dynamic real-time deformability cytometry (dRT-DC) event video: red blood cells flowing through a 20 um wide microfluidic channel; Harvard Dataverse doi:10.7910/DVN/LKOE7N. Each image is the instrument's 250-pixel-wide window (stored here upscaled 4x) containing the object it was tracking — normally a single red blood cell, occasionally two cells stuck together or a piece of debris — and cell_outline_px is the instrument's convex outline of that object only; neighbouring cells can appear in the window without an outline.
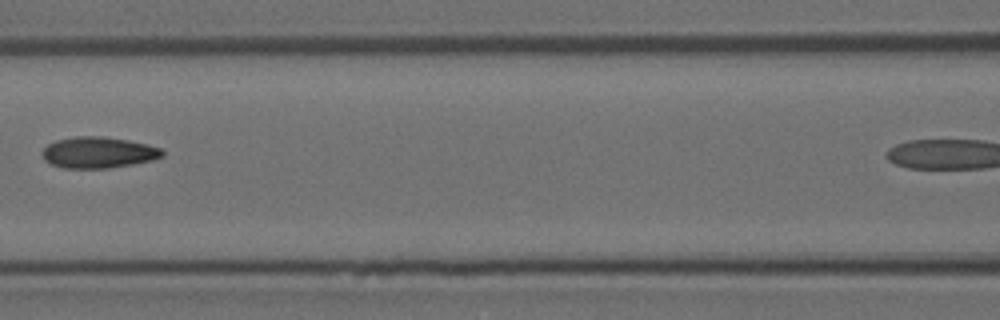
{"species": "Egyptian fruit bat (a non-hibernating species)", "species_latin": "Rousettus aegyptiacus", "temperature_condition": "room temperature", "stored_images_in_passage": 5, "segment_of_instrument_passage": [1, 2], "camera_frame_rate_fps": 3000, "um_per_image_px": 0.085, "animal": {"sex": "female"}, "frame": {"image": 1, "passage_image": 3, "time_ms": 0.667, "image_size_px": [1000, 320], "cell_outline_px": [[164, 156], [152, 160], [132, 164], [108, 168], [64, 168], [52, 164], [44, 160], [40, 152], [48, 144], [56, 140], [76, 136], [104, 136], [128, 140], [148, 144], [160, 148], [164, 152]], "centroid_in_image_um": [8.35, 12.95], "position_along_channel_um": 158.3, "area_um2": 21.91}}
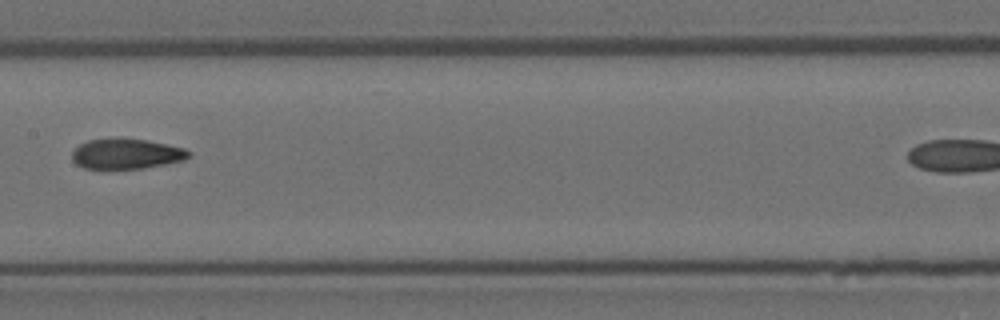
{"frame": {"image": 2, "passage_image": 4, "time_ms": 1.0, "image_size_px": [1000, 320], "cell_outline_px": [[192, 152], [184, 160], [144, 168], [84, 168], [76, 164], [72, 160], [72, 152], [80, 144], [88, 140], [148, 140], [184, 148]], "centroid_in_image_um": [10.75, 13.09], "position_along_channel_um": 196.6, "area_um2": 19.94}}